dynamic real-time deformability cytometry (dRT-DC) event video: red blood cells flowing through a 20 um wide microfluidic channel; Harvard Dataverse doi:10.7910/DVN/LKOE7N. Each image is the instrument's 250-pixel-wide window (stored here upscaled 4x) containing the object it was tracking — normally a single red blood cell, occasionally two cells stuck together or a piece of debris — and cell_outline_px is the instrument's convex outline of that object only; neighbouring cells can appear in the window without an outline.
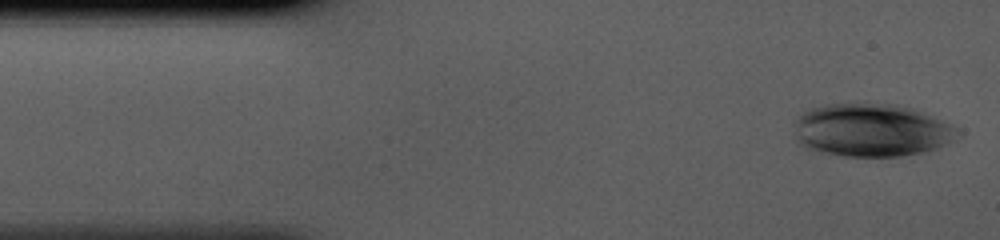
{"species": "human", "species_latin": "Homo sapiens", "temperature_condition": "cold", "stored_images_in_passage": 41, "camera_frame_rate_fps": 3000, "um_per_image_px": 0.085, "donor": {"sex": "male"}, "frame": {"image": 1, "passage_image": 1, "time_ms": 0.0, "image_size_px": [1000, 240], "cell_outline_px": [[960, 132], [944, 144], [936, 148], [904, 156], [844, 156], [804, 148], [796, 140], [796, 120], [808, 108], [824, 104], [852, 100], [864, 100], [896, 104], [912, 108], [924, 112], [952, 124]], "centroid_in_image_um": [74.03, 11.0], "position_along_channel_um": 11.0, "area_um2": 51.33}}
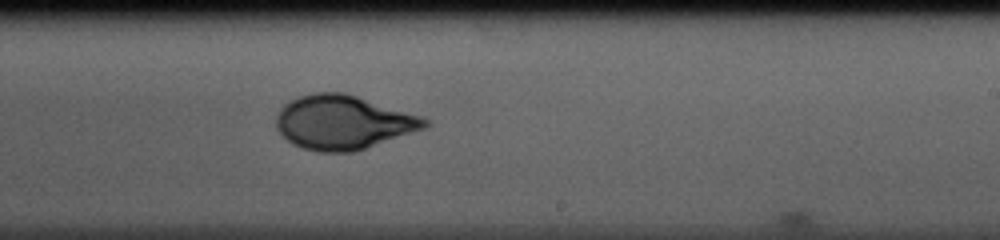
{"frame": {"image": 2, "passage_image": 24, "time_ms": 7.667, "image_size_px": [1000, 240], "cell_outline_px": [[432, 124], [424, 128], [352, 152], [320, 152], [304, 148], [292, 144], [276, 128], [276, 116], [280, 108], [284, 104], [300, 96], [316, 92], [344, 92], [424, 116]], "centroid_in_image_um": [29.17, 10.38], "position_along_channel_um": 259.8, "area_um2": 46.59}}
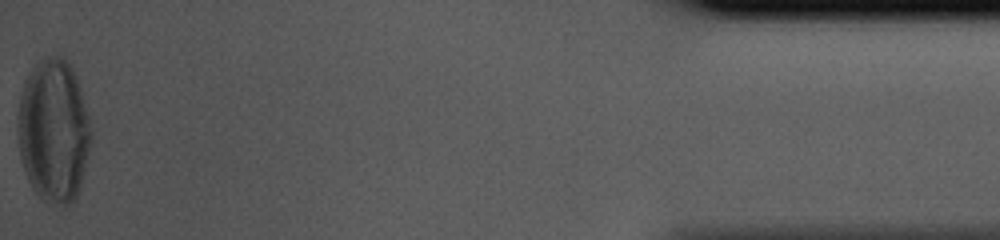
{"frame": {"image": 3, "passage_image": 41, "time_ms": 13.333, "image_size_px": [1000, 240], "cell_outline_px": [[92, 140], [80, 188], [76, 200], [72, 204], [64, 208], [48, 204], [32, 188], [28, 180], [20, 156], [16, 128], [20, 96], [24, 80], [28, 72], [44, 56], [64, 56], [68, 60], [76, 76], [88, 112], [92, 128]], "centroid_in_image_um": [4.57, 11.14], "position_along_channel_um": 430.6, "area_um2": 62.48}}